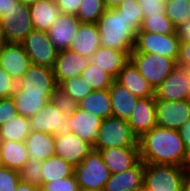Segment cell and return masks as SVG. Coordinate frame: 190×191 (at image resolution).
<instances>
[{"mask_svg":"<svg viewBox=\"0 0 190 191\" xmlns=\"http://www.w3.org/2000/svg\"><path fill=\"white\" fill-rule=\"evenodd\" d=\"M177 66L190 71V42L180 39Z\"/></svg>","mask_w":190,"mask_h":191,"instance_id":"46","label":"cell"},{"mask_svg":"<svg viewBox=\"0 0 190 191\" xmlns=\"http://www.w3.org/2000/svg\"><path fill=\"white\" fill-rule=\"evenodd\" d=\"M90 62V58L80 55L70 49L59 51L53 68L57 86L67 79L81 76Z\"/></svg>","mask_w":190,"mask_h":191,"instance_id":"14","label":"cell"},{"mask_svg":"<svg viewBox=\"0 0 190 191\" xmlns=\"http://www.w3.org/2000/svg\"><path fill=\"white\" fill-rule=\"evenodd\" d=\"M42 185L74 175V166L63 158L53 155L42 161Z\"/></svg>","mask_w":190,"mask_h":191,"instance_id":"31","label":"cell"},{"mask_svg":"<svg viewBox=\"0 0 190 191\" xmlns=\"http://www.w3.org/2000/svg\"><path fill=\"white\" fill-rule=\"evenodd\" d=\"M82 0H57L56 5L59 7L61 13L76 15Z\"/></svg>","mask_w":190,"mask_h":191,"instance_id":"47","label":"cell"},{"mask_svg":"<svg viewBox=\"0 0 190 191\" xmlns=\"http://www.w3.org/2000/svg\"><path fill=\"white\" fill-rule=\"evenodd\" d=\"M130 191H146L144 184L138 188L132 189Z\"/></svg>","mask_w":190,"mask_h":191,"instance_id":"57","label":"cell"},{"mask_svg":"<svg viewBox=\"0 0 190 191\" xmlns=\"http://www.w3.org/2000/svg\"><path fill=\"white\" fill-rule=\"evenodd\" d=\"M17 2L18 0H0V17L3 16L10 7L15 6Z\"/></svg>","mask_w":190,"mask_h":191,"instance_id":"50","label":"cell"},{"mask_svg":"<svg viewBox=\"0 0 190 191\" xmlns=\"http://www.w3.org/2000/svg\"><path fill=\"white\" fill-rule=\"evenodd\" d=\"M16 86V90L25 91L26 94L52 95L57 84L52 68L31 64Z\"/></svg>","mask_w":190,"mask_h":191,"instance_id":"11","label":"cell"},{"mask_svg":"<svg viewBox=\"0 0 190 191\" xmlns=\"http://www.w3.org/2000/svg\"><path fill=\"white\" fill-rule=\"evenodd\" d=\"M110 147H139L138 137L127 120L113 116L102 119L93 149L100 151Z\"/></svg>","mask_w":190,"mask_h":191,"instance_id":"5","label":"cell"},{"mask_svg":"<svg viewBox=\"0 0 190 191\" xmlns=\"http://www.w3.org/2000/svg\"><path fill=\"white\" fill-rule=\"evenodd\" d=\"M102 118L89 111L77 109L70 115L67 124L72 133L94 147Z\"/></svg>","mask_w":190,"mask_h":191,"instance_id":"18","label":"cell"},{"mask_svg":"<svg viewBox=\"0 0 190 191\" xmlns=\"http://www.w3.org/2000/svg\"><path fill=\"white\" fill-rule=\"evenodd\" d=\"M145 163L140 160L134 167L111 174L103 191H130L143 185Z\"/></svg>","mask_w":190,"mask_h":191,"instance_id":"22","label":"cell"},{"mask_svg":"<svg viewBox=\"0 0 190 191\" xmlns=\"http://www.w3.org/2000/svg\"><path fill=\"white\" fill-rule=\"evenodd\" d=\"M17 114V109L12 97L0 99V127Z\"/></svg>","mask_w":190,"mask_h":191,"instance_id":"45","label":"cell"},{"mask_svg":"<svg viewBox=\"0 0 190 191\" xmlns=\"http://www.w3.org/2000/svg\"><path fill=\"white\" fill-rule=\"evenodd\" d=\"M20 181L18 171L7 167L0 168V191H16Z\"/></svg>","mask_w":190,"mask_h":191,"instance_id":"42","label":"cell"},{"mask_svg":"<svg viewBox=\"0 0 190 191\" xmlns=\"http://www.w3.org/2000/svg\"><path fill=\"white\" fill-rule=\"evenodd\" d=\"M142 7L143 17L165 14L166 0H136Z\"/></svg>","mask_w":190,"mask_h":191,"instance_id":"43","label":"cell"},{"mask_svg":"<svg viewBox=\"0 0 190 191\" xmlns=\"http://www.w3.org/2000/svg\"><path fill=\"white\" fill-rule=\"evenodd\" d=\"M16 191H40V187L20 181Z\"/></svg>","mask_w":190,"mask_h":191,"instance_id":"51","label":"cell"},{"mask_svg":"<svg viewBox=\"0 0 190 191\" xmlns=\"http://www.w3.org/2000/svg\"><path fill=\"white\" fill-rule=\"evenodd\" d=\"M0 152L4 167L19 171L29 160L25 142L0 141Z\"/></svg>","mask_w":190,"mask_h":191,"instance_id":"29","label":"cell"},{"mask_svg":"<svg viewBox=\"0 0 190 191\" xmlns=\"http://www.w3.org/2000/svg\"><path fill=\"white\" fill-rule=\"evenodd\" d=\"M179 34H156L138 31L135 36L134 51L137 53L158 54L177 61Z\"/></svg>","mask_w":190,"mask_h":191,"instance_id":"8","label":"cell"},{"mask_svg":"<svg viewBox=\"0 0 190 191\" xmlns=\"http://www.w3.org/2000/svg\"><path fill=\"white\" fill-rule=\"evenodd\" d=\"M50 100L63 114L71 115L78 107V102L59 86L54 89Z\"/></svg>","mask_w":190,"mask_h":191,"instance_id":"40","label":"cell"},{"mask_svg":"<svg viewBox=\"0 0 190 191\" xmlns=\"http://www.w3.org/2000/svg\"><path fill=\"white\" fill-rule=\"evenodd\" d=\"M138 146L144 163L186 167L188 150L177 130L155 126L138 138Z\"/></svg>","mask_w":190,"mask_h":191,"instance_id":"1","label":"cell"},{"mask_svg":"<svg viewBox=\"0 0 190 191\" xmlns=\"http://www.w3.org/2000/svg\"><path fill=\"white\" fill-rule=\"evenodd\" d=\"M165 14L178 29L190 19V0H166Z\"/></svg>","mask_w":190,"mask_h":191,"instance_id":"35","label":"cell"},{"mask_svg":"<svg viewBox=\"0 0 190 191\" xmlns=\"http://www.w3.org/2000/svg\"><path fill=\"white\" fill-rule=\"evenodd\" d=\"M106 9L103 0H82L76 16L81 23L96 24Z\"/></svg>","mask_w":190,"mask_h":191,"instance_id":"36","label":"cell"},{"mask_svg":"<svg viewBox=\"0 0 190 191\" xmlns=\"http://www.w3.org/2000/svg\"><path fill=\"white\" fill-rule=\"evenodd\" d=\"M96 24L102 47L121 51L134 50L136 32L116 8L106 9Z\"/></svg>","mask_w":190,"mask_h":191,"instance_id":"2","label":"cell"},{"mask_svg":"<svg viewBox=\"0 0 190 191\" xmlns=\"http://www.w3.org/2000/svg\"><path fill=\"white\" fill-rule=\"evenodd\" d=\"M93 150V146L70 132L55 136V155L63 158L74 167Z\"/></svg>","mask_w":190,"mask_h":191,"instance_id":"15","label":"cell"},{"mask_svg":"<svg viewBox=\"0 0 190 191\" xmlns=\"http://www.w3.org/2000/svg\"><path fill=\"white\" fill-rule=\"evenodd\" d=\"M183 191H190V175L186 178L183 186Z\"/></svg>","mask_w":190,"mask_h":191,"instance_id":"53","label":"cell"},{"mask_svg":"<svg viewBox=\"0 0 190 191\" xmlns=\"http://www.w3.org/2000/svg\"><path fill=\"white\" fill-rule=\"evenodd\" d=\"M128 124L138 138L154 128L156 126L155 97L139 98L133 107Z\"/></svg>","mask_w":190,"mask_h":191,"instance_id":"19","label":"cell"},{"mask_svg":"<svg viewBox=\"0 0 190 191\" xmlns=\"http://www.w3.org/2000/svg\"><path fill=\"white\" fill-rule=\"evenodd\" d=\"M5 40H4V36L2 33V27H1V23H0V48L5 44Z\"/></svg>","mask_w":190,"mask_h":191,"instance_id":"55","label":"cell"},{"mask_svg":"<svg viewBox=\"0 0 190 191\" xmlns=\"http://www.w3.org/2000/svg\"><path fill=\"white\" fill-rule=\"evenodd\" d=\"M38 0H18V2H21L23 5H32L34 3H36Z\"/></svg>","mask_w":190,"mask_h":191,"instance_id":"54","label":"cell"},{"mask_svg":"<svg viewBox=\"0 0 190 191\" xmlns=\"http://www.w3.org/2000/svg\"><path fill=\"white\" fill-rule=\"evenodd\" d=\"M139 31L161 35L178 33V29L169 20L166 14L143 17Z\"/></svg>","mask_w":190,"mask_h":191,"instance_id":"33","label":"cell"},{"mask_svg":"<svg viewBox=\"0 0 190 191\" xmlns=\"http://www.w3.org/2000/svg\"><path fill=\"white\" fill-rule=\"evenodd\" d=\"M188 86H189V91H190V71H188Z\"/></svg>","mask_w":190,"mask_h":191,"instance_id":"59","label":"cell"},{"mask_svg":"<svg viewBox=\"0 0 190 191\" xmlns=\"http://www.w3.org/2000/svg\"><path fill=\"white\" fill-rule=\"evenodd\" d=\"M189 170L186 167L145 163L146 191H183Z\"/></svg>","mask_w":190,"mask_h":191,"instance_id":"3","label":"cell"},{"mask_svg":"<svg viewBox=\"0 0 190 191\" xmlns=\"http://www.w3.org/2000/svg\"><path fill=\"white\" fill-rule=\"evenodd\" d=\"M188 71L177 66L155 90V99L182 101L190 99Z\"/></svg>","mask_w":190,"mask_h":191,"instance_id":"13","label":"cell"},{"mask_svg":"<svg viewBox=\"0 0 190 191\" xmlns=\"http://www.w3.org/2000/svg\"><path fill=\"white\" fill-rule=\"evenodd\" d=\"M75 36L69 49L91 59L101 46L97 24L81 23Z\"/></svg>","mask_w":190,"mask_h":191,"instance_id":"23","label":"cell"},{"mask_svg":"<svg viewBox=\"0 0 190 191\" xmlns=\"http://www.w3.org/2000/svg\"><path fill=\"white\" fill-rule=\"evenodd\" d=\"M25 144L29 159L44 161L55 155V136L53 134L31 130Z\"/></svg>","mask_w":190,"mask_h":191,"instance_id":"26","label":"cell"},{"mask_svg":"<svg viewBox=\"0 0 190 191\" xmlns=\"http://www.w3.org/2000/svg\"><path fill=\"white\" fill-rule=\"evenodd\" d=\"M70 115L63 114L50 100L36 114L29 118L30 129L47 134L66 135L71 132L67 121Z\"/></svg>","mask_w":190,"mask_h":191,"instance_id":"10","label":"cell"},{"mask_svg":"<svg viewBox=\"0 0 190 191\" xmlns=\"http://www.w3.org/2000/svg\"><path fill=\"white\" fill-rule=\"evenodd\" d=\"M115 80L122 86L127 87L128 90L138 98L155 97V90L150 83L142 77L131 61L123 67Z\"/></svg>","mask_w":190,"mask_h":191,"instance_id":"24","label":"cell"},{"mask_svg":"<svg viewBox=\"0 0 190 191\" xmlns=\"http://www.w3.org/2000/svg\"><path fill=\"white\" fill-rule=\"evenodd\" d=\"M178 34L182 41L190 42V19L178 28Z\"/></svg>","mask_w":190,"mask_h":191,"instance_id":"49","label":"cell"},{"mask_svg":"<svg viewBox=\"0 0 190 191\" xmlns=\"http://www.w3.org/2000/svg\"><path fill=\"white\" fill-rule=\"evenodd\" d=\"M131 52L100 46L93 54L91 62L116 79L119 72L130 61Z\"/></svg>","mask_w":190,"mask_h":191,"instance_id":"21","label":"cell"},{"mask_svg":"<svg viewBox=\"0 0 190 191\" xmlns=\"http://www.w3.org/2000/svg\"><path fill=\"white\" fill-rule=\"evenodd\" d=\"M4 40L9 44H21L34 29L28 5L17 2L0 17Z\"/></svg>","mask_w":190,"mask_h":191,"instance_id":"7","label":"cell"},{"mask_svg":"<svg viewBox=\"0 0 190 191\" xmlns=\"http://www.w3.org/2000/svg\"><path fill=\"white\" fill-rule=\"evenodd\" d=\"M30 132L29 118L17 114L0 127V141L25 142Z\"/></svg>","mask_w":190,"mask_h":191,"instance_id":"32","label":"cell"},{"mask_svg":"<svg viewBox=\"0 0 190 191\" xmlns=\"http://www.w3.org/2000/svg\"><path fill=\"white\" fill-rule=\"evenodd\" d=\"M186 168L190 171V149L188 150V158L186 161Z\"/></svg>","mask_w":190,"mask_h":191,"instance_id":"56","label":"cell"},{"mask_svg":"<svg viewBox=\"0 0 190 191\" xmlns=\"http://www.w3.org/2000/svg\"><path fill=\"white\" fill-rule=\"evenodd\" d=\"M179 134L187 150L190 149V120L179 128Z\"/></svg>","mask_w":190,"mask_h":191,"instance_id":"48","label":"cell"},{"mask_svg":"<svg viewBox=\"0 0 190 191\" xmlns=\"http://www.w3.org/2000/svg\"><path fill=\"white\" fill-rule=\"evenodd\" d=\"M108 91L111 98L112 116L128 121L139 98L116 80L112 82Z\"/></svg>","mask_w":190,"mask_h":191,"instance_id":"25","label":"cell"},{"mask_svg":"<svg viewBox=\"0 0 190 191\" xmlns=\"http://www.w3.org/2000/svg\"><path fill=\"white\" fill-rule=\"evenodd\" d=\"M130 61L134 64L154 90L170 75L177 67V61L158 54L130 53Z\"/></svg>","mask_w":190,"mask_h":191,"instance_id":"6","label":"cell"},{"mask_svg":"<svg viewBox=\"0 0 190 191\" xmlns=\"http://www.w3.org/2000/svg\"><path fill=\"white\" fill-rule=\"evenodd\" d=\"M30 65V59L21 44L5 43L0 48V67L16 83L26 73Z\"/></svg>","mask_w":190,"mask_h":191,"instance_id":"16","label":"cell"},{"mask_svg":"<svg viewBox=\"0 0 190 191\" xmlns=\"http://www.w3.org/2000/svg\"><path fill=\"white\" fill-rule=\"evenodd\" d=\"M18 173L21 181L38 187L42 186V161L29 159Z\"/></svg>","mask_w":190,"mask_h":191,"instance_id":"39","label":"cell"},{"mask_svg":"<svg viewBox=\"0 0 190 191\" xmlns=\"http://www.w3.org/2000/svg\"><path fill=\"white\" fill-rule=\"evenodd\" d=\"M81 24L74 14L61 13L47 31L50 41L58 51L69 49Z\"/></svg>","mask_w":190,"mask_h":191,"instance_id":"17","label":"cell"},{"mask_svg":"<svg viewBox=\"0 0 190 191\" xmlns=\"http://www.w3.org/2000/svg\"><path fill=\"white\" fill-rule=\"evenodd\" d=\"M99 152L111 174L128 170L140 161L139 147H110Z\"/></svg>","mask_w":190,"mask_h":191,"instance_id":"20","label":"cell"},{"mask_svg":"<svg viewBox=\"0 0 190 191\" xmlns=\"http://www.w3.org/2000/svg\"><path fill=\"white\" fill-rule=\"evenodd\" d=\"M83 80L89 84L92 90L108 89L115 80L110 74L100 69L97 65L90 62L81 74Z\"/></svg>","mask_w":190,"mask_h":191,"instance_id":"34","label":"cell"},{"mask_svg":"<svg viewBox=\"0 0 190 191\" xmlns=\"http://www.w3.org/2000/svg\"><path fill=\"white\" fill-rule=\"evenodd\" d=\"M125 0H103V3L107 9L117 8Z\"/></svg>","mask_w":190,"mask_h":191,"instance_id":"52","label":"cell"},{"mask_svg":"<svg viewBox=\"0 0 190 191\" xmlns=\"http://www.w3.org/2000/svg\"><path fill=\"white\" fill-rule=\"evenodd\" d=\"M40 191H80L75 176L66 177L59 181L48 182L40 187Z\"/></svg>","mask_w":190,"mask_h":191,"instance_id":"41","label":"cell"},{"mask_svg":"<svg viewBox=\"0 0 190 191\" xmlns=\"http://www.w3.org/2000/svg\"><path fill=\"white\" fill-rule=\"evenodd\" d=\"M31 64L54 68L58 50L45 31L33 29L21 43Z\"/></svg>","mask_w":190,"mask_h":191,"instance_id":"9","label":"cell"},{"mask_svg":"<svg viewBox=\"0 0 190 191\" xmlns=\"http://www.w3.org/2000/svg\"><path fill=\"white\" fill-rule=\"evenodd\" d=\"M110 175L101 153L94 149L74 167L80 191H103Z\"/></svg>","mask_w":190,"mask_h":191,"instance_id":"4","label":"cell"},{"mask_svg":"<svg viewBox=\"0 0 190 191\" xmlns=\"http://www.w3.org/2000/svg\"><path fill=\"white\" fill-rule=\"evenodd\" d=\"M77 105L78 108L94 113L102 119L112 116L111 98L108 89L93 90Z\"/></svg>","mask_w":190,"mask_h":191,"instance_id":"28","label":"cell"},{"mask_svg":"<svg viewBox=\"0 0 190 191\" xmlns=\"http://www.w3.org/2000/svg\"><path fill=\"white\" fill-rule=\"evenodd\" d=\"M59 87H61L76 102H79L93 91L91 86L87 84L81 76L67 79L63 81Z\"/></svg>","mask_w":190,"mask_h":191,"instance_id":"38","label":"cell"},{"mask_svg":"<svg viewBox=\"0 0 190 191\" xmlns=\"http://www.w3.org/2000/svg\"><path fill=\"white\" fill-rule=\"evenodd\" d=\"M156 126L179 130L190 120V99L182 101H167L155 99Z\"/></svg>","mask_w":190,"mask_h":191,"instance_id":"12","label":"cell"},{"mask_svg":"<svg viewBox=\"0 0 190 191\" xmlns=\"http://www.w3.org/2000/svg\"><path fill=\"white\" fill-rule=\"evenodd\" d=\"M116 9L129 22V27L137 33L143 20V12L136 0H125Z\"/></svg>","mask_w":190,"mask_h":191,"instance_id":"37","label":"cell"},{"mask_svg":"<svg viewBox=\"0 0 190 191\" xmlns=\"http://www.w3.org/2000/svg\"><path fill=\"white\" fill-rule=\"evenodd\" d=\"M33 28L47 32L61 11L52 0H38L29 6Z\"/></svg>","mask_w":190,"mask_h":191,"instance_id":"27","label":"cell"},{"mask_svg":"<svg viewBox=\"0 0 190 191\" xmlns=\"http://www.w3.org/2000/svg\"><path fill=\"white\" fill-rule=\"evenodd\" d=\"M4 167L3 165V161H2V156H1V152H0V168Z\"/></svg>","mask_w":190,"mask_h":191,"instance_id":"58","label":"cell"},{"mask_svg":"<svg viewBox=\"0 0 190 191\" xmlns=\"http://www.w3.org/2000/svg\"><path fill=\"white\" fill-rule=\"evenodd\" d=\"M16 87L15 80L0 67V99L11 98Z\"/></svg>","mask_w":190,"mask_h":191,"instance_id":"44","label":"cell"},{"mask_svg":"<svg viewBox=\"0 0 190 191\" xmlns=\"http://www.w3.org/2000/svg\"><path fill=\"white\" fill-rule=\"evenodd\" d=\"M17 113L30 118L44 107L51 99V95L26 94L25 91L15 90L12 95Z\"/></svg>","mask_w":190,"mask_h":191,"instance_id":"30","label":"cell"}]
</instances>
